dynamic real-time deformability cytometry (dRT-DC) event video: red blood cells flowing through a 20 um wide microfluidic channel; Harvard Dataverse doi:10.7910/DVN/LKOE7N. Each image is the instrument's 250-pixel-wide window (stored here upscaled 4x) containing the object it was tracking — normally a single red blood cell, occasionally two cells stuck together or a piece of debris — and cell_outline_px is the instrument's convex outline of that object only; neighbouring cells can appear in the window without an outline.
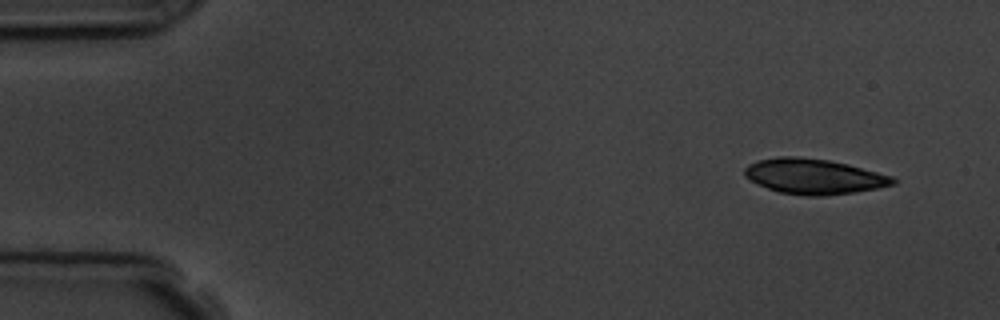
{"species": "common noctule bat (a hibernating species)", "species_latin": "Nyctalus noctula", "temperature_condition": "room temperature", "stored_images_in_passage": 4, "camera_frame_rate_fps": 3000, "um_per_image_px": 0.085, "animal": {"sex": "male", "body_mass_g": 19.5, "forearm_length_mm": 54.6}, "frame": {"image": 1, "passage_image": 1, "time_ms": 0.0, "image_size_px": [1000, 320], "cell_outline_px": [[900, 180], [896, 184], [876, 188], [852, 192], [824, 196], [808, 196], [780, 192], [768, 188], [744, 176], [744, 168], [748, 164], [756, 160], [776, 156], [796, 156], [828, 160], [848, 164], [892, 176]], "centroid_in_image_um": [69.18, 14.98], "position_along_channel_um": 15.8, "area_um2": 30.46}}